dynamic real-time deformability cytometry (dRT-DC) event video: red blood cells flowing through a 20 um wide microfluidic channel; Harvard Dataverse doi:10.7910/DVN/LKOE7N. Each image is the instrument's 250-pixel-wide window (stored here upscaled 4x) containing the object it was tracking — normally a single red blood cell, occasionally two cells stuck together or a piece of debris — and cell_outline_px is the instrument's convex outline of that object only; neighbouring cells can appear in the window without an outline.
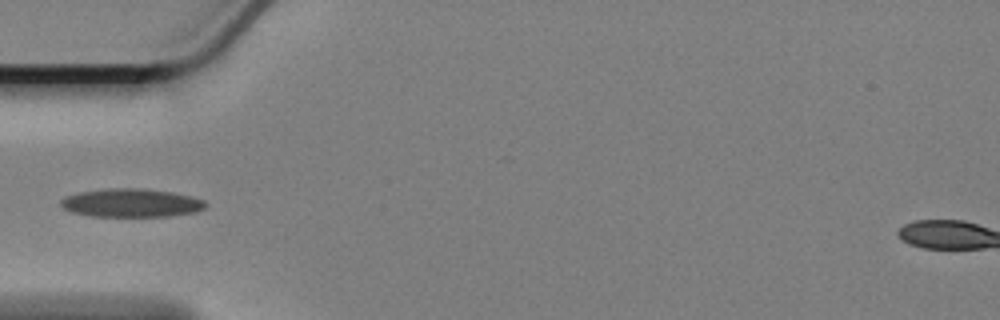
{"species": "Egyptian fruit bat (a non-hibernating species)", "species_latin": "Rousettus aegyptiacus", "temperature_condition": "cold", "stored_images_in_passage": 41, "camera_frame_rate_fps": 3000, "um_per_image_px": 0.085, "animal": {"sex": "female"}, "frame": {"image": 1, "passage_image": 1, "time_ms": 0.0, "image_size_px": [1000, 320], "cell_outline_px": [[208, 204], [204, 208], [196, 212], [168, 216], [88, 216], [72, 212], [64, 208], [60, 204], [60, 200], [64, 196], [80, 192], [112, 188], [136, 188], [172, 192], [192, 196], [204, 200]], "centroid_in_image_um": [11.16, 17.25], "position_along_channel_um": 73.8, "area_um2": 23.93}}
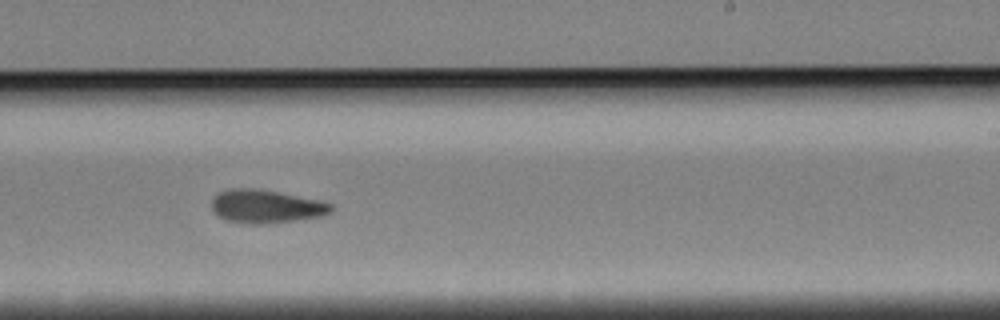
{"frame": {"image": 2, "passage_image": 18, "time_ms": 5.667, "image_size_px": [1000, 320], "cell_outline_px": [[332, 212], [320, 216], [296, 220], [264, 224], [252, 224], [228, 220], [212, 212], [212, 196], [228, 188], [256, 188], [320, 200], [332, 204]], "centroid_in_image_um": [22.59, 17.53], "position_along_channel_um": 266.4, "area_um2": 23.12}}
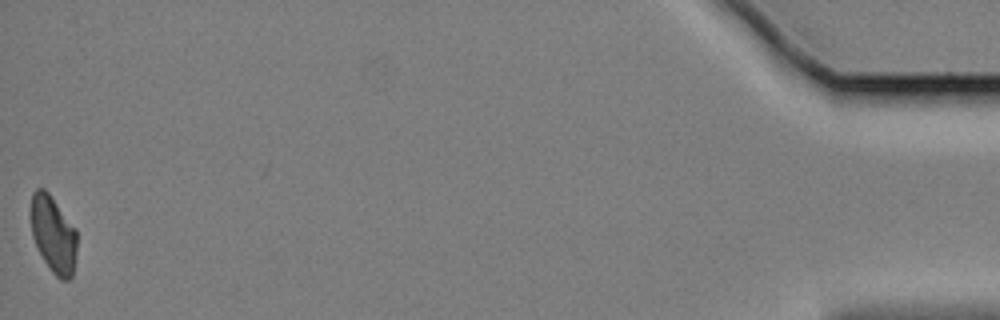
{"frame": {"image": 3, "passage_image": 41, "time_ms": 13.333, "image_size_px": [1000, 320], "cell_outline_px": [[76, 252], [72, 276], [68, 280], [60, 280], [52, 272], [44, 260], [32, 236], [32, 192], [36, 188], [44, 188], [48, 192], [76, 228]], "centroid_in_image_um": [4.55, 19.92], "position_along_channel_um": 430.7, "area_um2": 20.35}}